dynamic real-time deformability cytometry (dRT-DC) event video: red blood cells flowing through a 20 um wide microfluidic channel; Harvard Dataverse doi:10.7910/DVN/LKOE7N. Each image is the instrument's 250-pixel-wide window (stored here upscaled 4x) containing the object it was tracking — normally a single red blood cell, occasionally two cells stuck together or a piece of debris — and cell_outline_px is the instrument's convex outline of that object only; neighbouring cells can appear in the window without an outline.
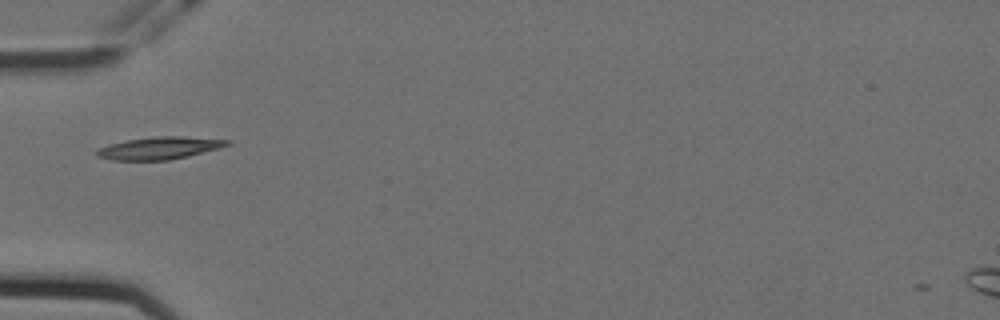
{"species": "Egyptian fruit bat (a non-hibernating species)", "species_latin": "Rousettus aegyptiacus", "temperature_condition": "cold", "stored_images_in_passage": 39, "camera_frame_rate_fps": 3000, "um_per_image_px": 0.085, "animal": {"sex": "female"}, "frame": {"image": 1, "passage_image": 1, "time_ms": 0.0, "image_size_px": [1000, 320], "cell_outline_px": [[232, 144], [220, 148], [188, 156], [168, 160], [112, 160], [96, 156], [96, 148], [108, 144], [128, 140], [156, 136], [180, 136], [232, 140]], "centroid_in_image_um": [13.56, 12.58], "position_along_channel_um": 71.4, "area_um2": 17.11}}
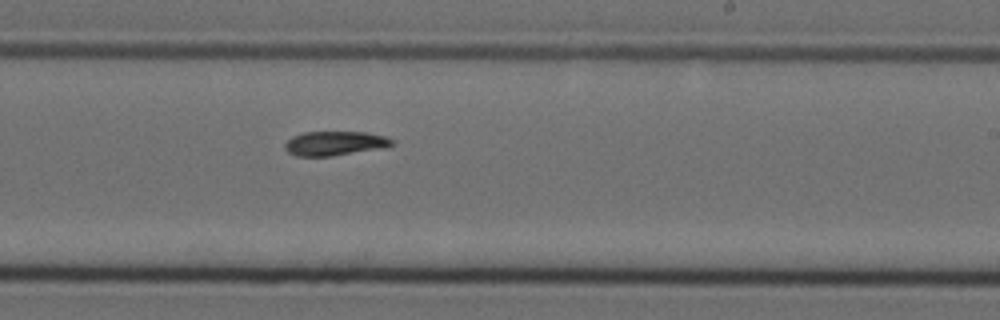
{"frame": {"image": 2, "passage_image": 17, "time_ms": 5.333, "image_size_px": [1000, 320], "cell_outline_px": [[392, 144], [384, 148], [332, 156], [296, 156], [288, 152], [284, 148], [284, 144], [292, 136], [304, 132], [368, 132], [384, 136], [392, 140]], "centroid_in_image_um": [28.43, 12.18], "position_along_channel_um": 260.6, "area_um2": 15.14}}
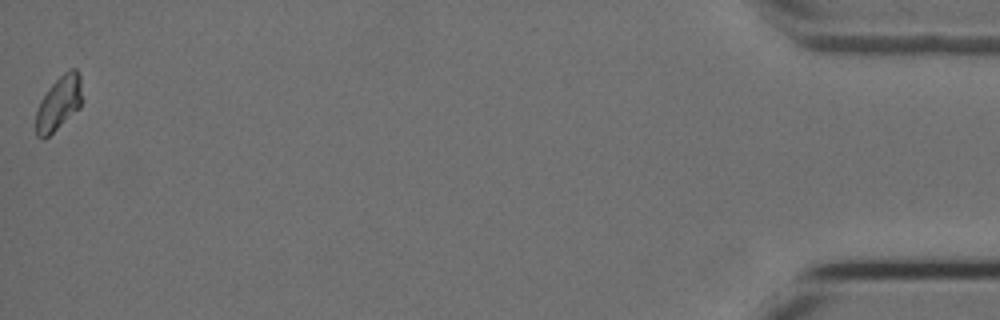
{"frame": {"image": 3, "passage_image": 39, "time_ms": 12.667, "image_size_px": [1000, 320], "cell_outline_px": [[80, 108], [44, 140], [40, 140], [36, 136], [36, 112], [40, 100], [48, 88], [64, 72], [72, 68], [76, 68], [80, 76]], "centroid_in_image_um": [4.96, 8.8], "position_along_channel_um": 430.2, "area_um2": 14.45}, "authors_computed_cell_mechanics": {"area_um2": 15.317, "velocity_mm_per_s": 3.5453, "shape_relaxation_time_tau1_ms": 6.483, "shape_relaxation_time_tau2_ms": 10.9455, "deformation_change_tau1": 0.1573, "deformation_change_tau2": 0.1061}}